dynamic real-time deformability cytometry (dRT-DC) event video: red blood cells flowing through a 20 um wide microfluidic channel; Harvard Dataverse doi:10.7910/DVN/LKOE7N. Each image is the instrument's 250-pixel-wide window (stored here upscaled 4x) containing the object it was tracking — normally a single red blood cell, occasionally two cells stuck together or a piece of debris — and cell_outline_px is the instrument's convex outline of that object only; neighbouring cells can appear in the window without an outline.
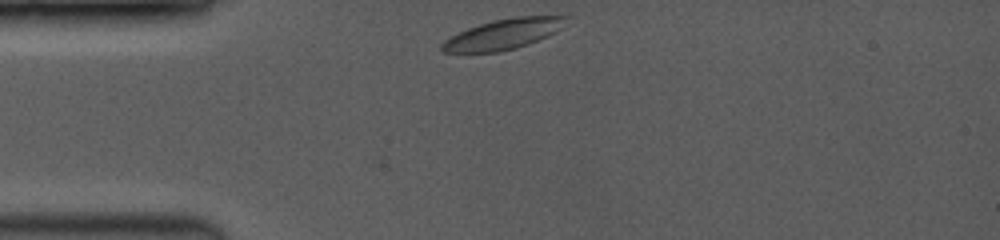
{"species": "common noctule bat (a hibernating species)", "species_latin": "Nyctalus noctula", "temperature_condition": "room temperature", "stored_images_in_passage": 7, "camera_frame_rate_fps": 3500, "um_per_image_px": 0.085, "animal": {"sex": "female", "body_mass_g": 19.0, "forearm_length_mm": 53.3}, "frame": {"image": 1, "passage_image": 1, "time_ms": 0.0, "image_size_px": [1000, 240], "cell_outline_px": [[572, 16], [560, 28], [548, 36], [516, 48], [496, 52], [444, 52], [440, 48], [440, 44], [444, 40], [468, 28], [492, 20], [512, 16]], "centroid_in_image_um": [42.79, 2.89], "position_along_channel_um": 42.2, "area_um2": 21.79}}
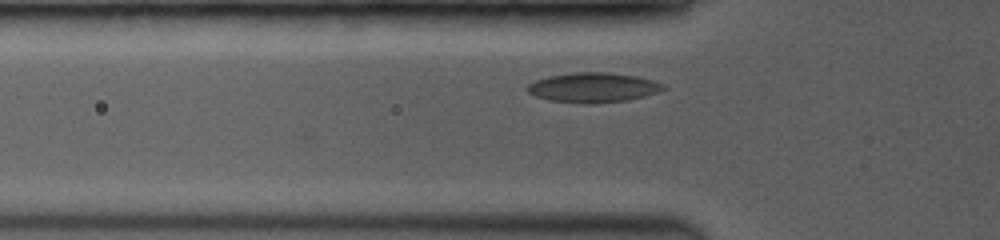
{"frame": {"image": 2, "passage_image": 5, "time_ms": 1.429, "image_size_px": [1000, 240], "cell_outline_px": [[668, 88], [644, 96], [628, 100], [592, 104], [580, 104], [548, 100], [536, 96], [528, 92], [528, 84], [536, 80], [548, 76], [572, 72], [608, 72], [636, 76], [652, 80], [664, 84]], "centroid_in_image_um": [50.42, 7.44], "position_along_channel_um": 75.4, "area_um2": 23.7}}
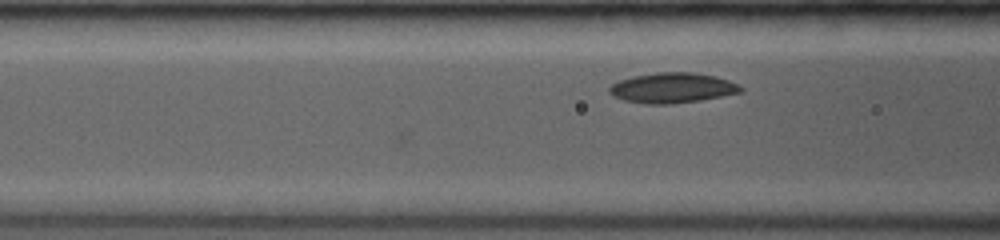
{"frame": {"image": 3, "passage_image": 7, "time_ms": 2.286, "image_size_px": [1000, 240], "cell_outline_px": [[744, 92], [700, 100], [672, 104], [648, 104], [624, 100], [608, 92], [608, 88], [612, 84], [620, 80], [632, 76], [656, 72], [696, 72], [716, 76], [728, 80], [744, 88]], "centroid_in_image_um": [57.17, 7.46], "position_along_channel_um": 109.4, "area_um2": 23.18}}